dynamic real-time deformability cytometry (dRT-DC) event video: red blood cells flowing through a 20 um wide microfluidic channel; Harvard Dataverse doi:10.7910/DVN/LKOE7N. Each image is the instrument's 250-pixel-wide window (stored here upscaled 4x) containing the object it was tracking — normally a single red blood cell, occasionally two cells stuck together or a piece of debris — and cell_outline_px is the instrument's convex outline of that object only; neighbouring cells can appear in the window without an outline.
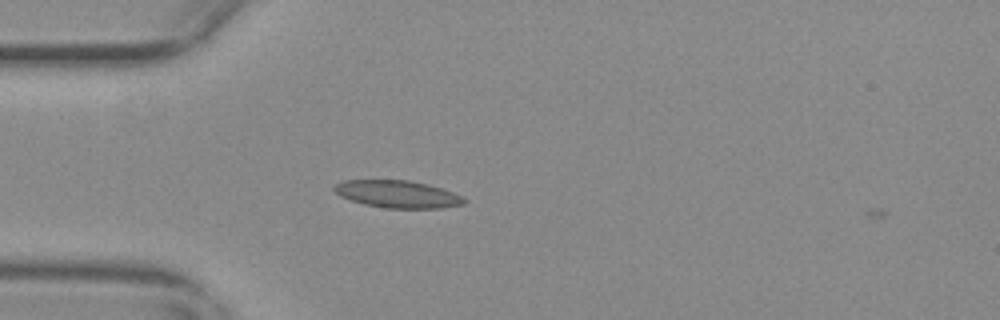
{"species": "common noctule bat (a hibernating species)", "species_latin": "Nyctalus noctula", "temperature_condition": "warm", "stored_images_in_passage": 4, "camera_frame_rate_fps": 3000, "um_per_image_px": 0.085, "animal": {"sex": "female", "body_mass_g": 29.2, "forearm_length_mm": 56.3}, "frame": {"image": 1, "passage_image": 3, "time_ms": 0.667, "image_size_px": [1000, 320], "cell_outline_px": [[468, 200], [464, 204], [440, 208], [384, 208], [364, 204], [340, 196], [332, 188], [336, 184], [344, 180], [408, 180], [428, 184], [464, 196]], "centroid_in_image_um": [33.82, 16.5], "position_along_channel_um": 51.2, "area_um2": 20.69}}